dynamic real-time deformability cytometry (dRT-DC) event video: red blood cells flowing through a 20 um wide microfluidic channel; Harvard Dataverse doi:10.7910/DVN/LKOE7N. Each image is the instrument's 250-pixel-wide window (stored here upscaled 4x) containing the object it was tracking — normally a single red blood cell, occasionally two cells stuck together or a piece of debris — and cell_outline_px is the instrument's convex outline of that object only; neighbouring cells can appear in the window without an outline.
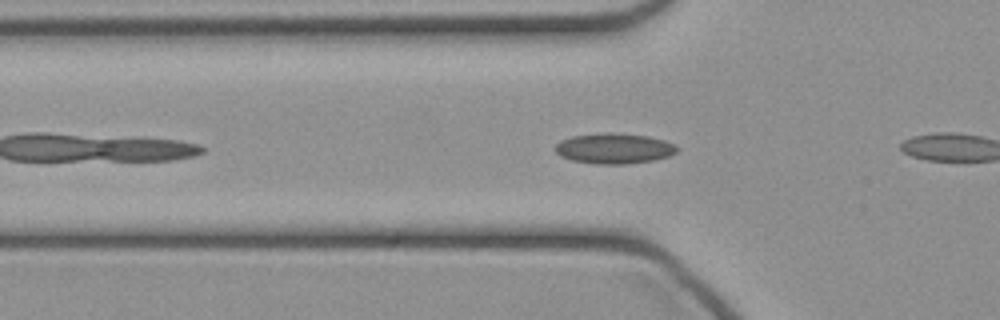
{"species": "common noctule bat (a hibernating species)", "species_latin": "Nyctalus noctula", "temperature_condition": "cold", "stored_images_in_passage": 34, "camera_frame_rate_fps": 3000, "um_per_image_px": 0.085, "animal": {"sex": "female", "body_mass_g": 21.9}, "frame": {"image": 1, "passage_image": 2, "time_ms": 0.333, "image_size_px": [1000, 320], "cell_outline_px": [[676, 152], [668, 156], [652, 160], [624, 164], [596, 164], [572, 160], [560, 156], [556, 152], [556, 144], [560, 140], [572, 136], [608, 132], [648, 136], [664, 140], [672, 144], [676, 148]], "centroid_in_image_um": [52.15, 12.61], "position_along_channel_um": 73.6, "area_um2": 21.33}}
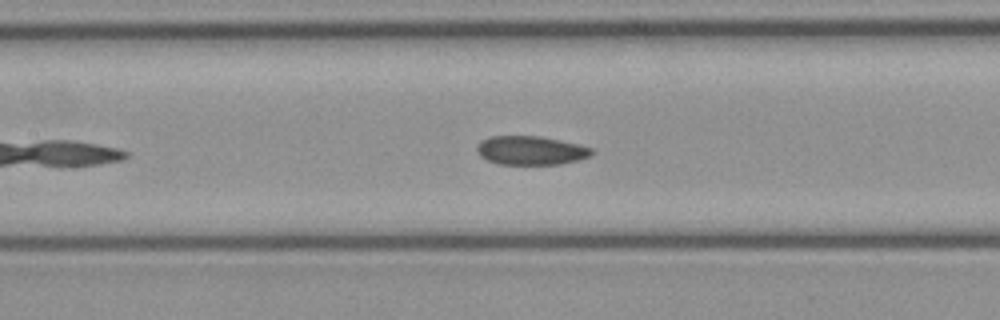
{"frame": {"image": 2, "passage_image": 8, "time_ms": 2.333, "image_size_px": [1000, 320], "cell_outline_px": [[596, 152], [592, 156], [560, 164], [500, 164], [488, 160], [480, 156], [476, 152], [476, 144], [480, 140], [488, 136], [540, 136], [580, 144], [592, 148]], "centroid_in_image_um": [45.11, 12.77], "position_along_channel_um": 162.3, "area_um2": 19.54}}
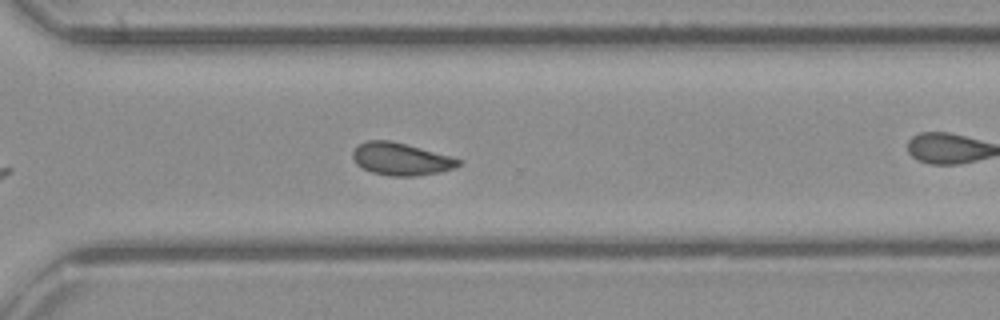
{"frame": {"image": 3, "passage_image": 20, "time_ms": 6.333, "image_size_px": [1000, 320], "cell_outline_px": [[460, 164], [452, 168], [440, 172], [416, 176], [392, 176], [372, 172], [356, 164], [352, 156], [352, 152], [360, 144], [368, 140], [392, 140], [448, 156], [460, 160]], "centroid_in_image_um": [34.04, 13.52], "position_along_channel_um": 336.6, "area_um2": 19.59}}